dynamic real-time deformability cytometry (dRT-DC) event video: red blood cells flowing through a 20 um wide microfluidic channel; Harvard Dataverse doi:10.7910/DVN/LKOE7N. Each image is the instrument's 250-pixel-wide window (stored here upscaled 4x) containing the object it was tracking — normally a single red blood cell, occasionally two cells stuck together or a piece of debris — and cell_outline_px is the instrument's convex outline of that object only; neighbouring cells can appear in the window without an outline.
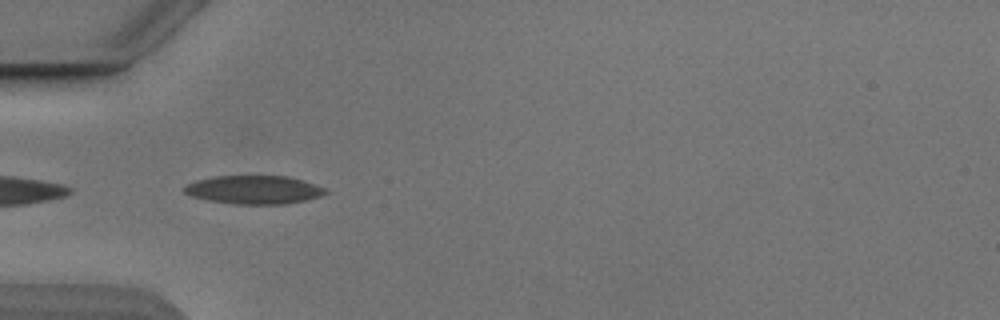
{"species": "Egyptian fruit bat (a non-hibernating species)", "species_latin": "Rousettus aegyptiacus", "temperature_condition": "cold", "stored_images_in_passage": 37, "camera_frame_rate_fps": 3000, "um_per_image_px": 0.085, "animal": {"sex": "male"}, "frame": {"image": 1, "passage_image": 1, "time_ms": 0.0, "image_size_px": [1000, 320], "cell_outline_px": [[328, 192], [320, 196], [288, 204], [232, 204], [208, 200], [192, 196], [184, 192], [184, 184], [196, 180], [212, 176], [288, 176], [324, 188]], "centroid_in_image_um": [21.52, 16.13], "position_along_channel_um": 63.5, "area_um2": 23.29}}
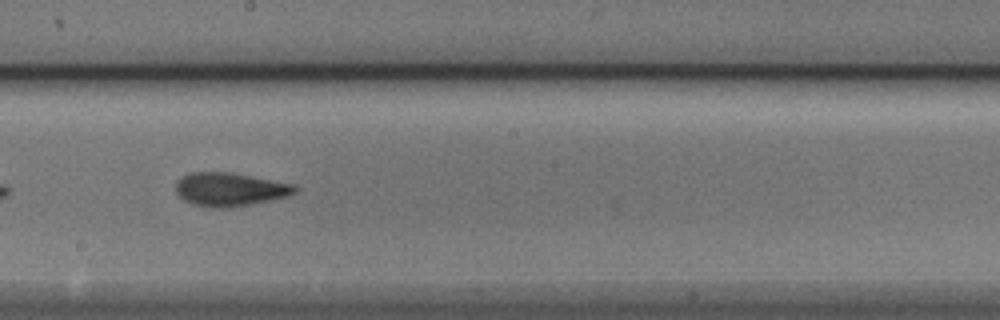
{"frame": {"image": 2, "passage_image": 14, "time_ms": 4.333, "image_size_px": [1000, 320], "cell_outline_px": [[300, 188], [296, 192], [288, 196], [272, 200], [252, 204], [228, 208], [212, 208], [192, 204], [184, 200], [176, 192], [176, 180], [192, 172], [228, 172], [292, 184]], "centroid_in_image_um": [19.53, 16.11], "position_along_channel_um": 228.7, "area_um2": 23.18}}
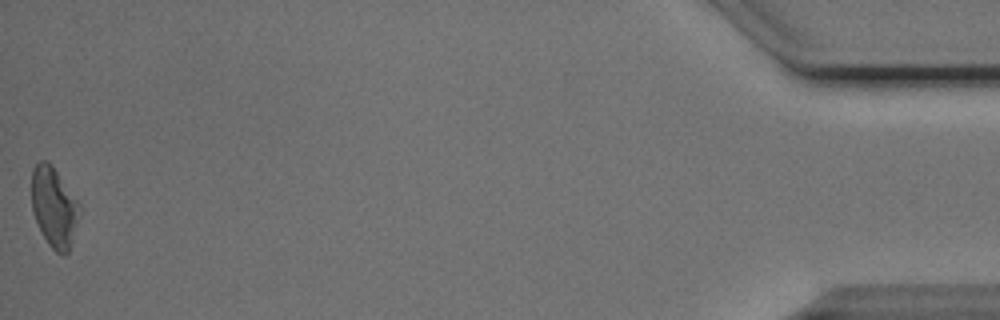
{"frame": {"image": 3, "passage_image": 37, "time_ms": 12.0, "image_size_px": [1000, 320], "cell_outline_px": [[80, 208], [72, 244], [68, 252], [64, 256], [56, 252], [48, 244], [32, 212], [32, 168], [40, 160], [48, 160], [52, 164], [80, 204]], "centroid_in_image_um": [4.59, 17.59], "position_along_channel_um": 430.6, "area_um2": 22.31}, "authors_computed_cell_mechanics": {"area_um2": 22.3108, "velocity_mm_per_s": 3.8724, "shape_relaxation_time_tau1_ms": 4.7929, "shape_relaxation_time_tau2_ms": 1.9506, "deformation_change_tau1": 0.1521, "deformation_change_tau2": 0.0748}}